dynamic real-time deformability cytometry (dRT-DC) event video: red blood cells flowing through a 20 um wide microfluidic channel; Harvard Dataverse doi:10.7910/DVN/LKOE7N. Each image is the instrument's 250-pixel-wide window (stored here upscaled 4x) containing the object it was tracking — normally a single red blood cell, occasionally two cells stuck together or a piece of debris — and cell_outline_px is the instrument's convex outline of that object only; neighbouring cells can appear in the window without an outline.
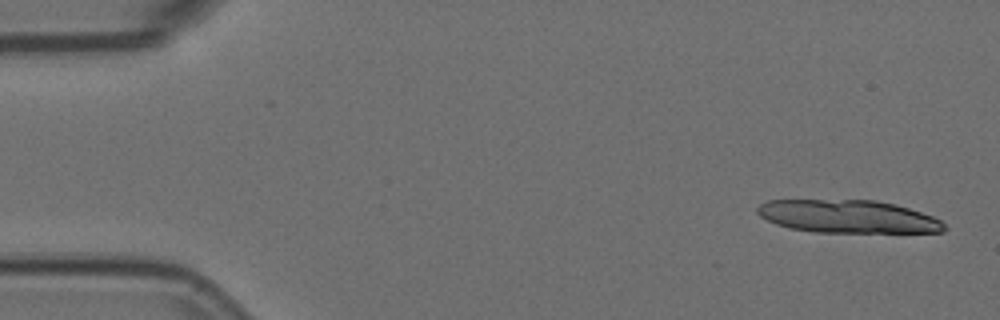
{"species": "Egyptian fruit bat (a non-hibernating species)", "species_latin": "Rousettus aegyptiacus", "temperature_condition": "room temperature", "stored_images_in_passage": 4, "camera_frame_rate_fps": 3000, "um_per_image_px": 0.085, "animal": {"sex": "female"}, "frame": {"image": 1, "passage_image": 1, "time_ms": 0.0, "image_size_px": [1000, 320], "cell_outline_px": [[948, 228], [944, 232], [816, 232], [788, 228], [776, 224], [760, 216], [756, 212], [756, 208], [760, 204], [768, 200], [876, 200], [896, 204], [932, 216], [940, 220]], "centroid_in_image_um": [72.06, 18.4], "position_along_channel_um": 12.9, "area_um2": 35.89}}
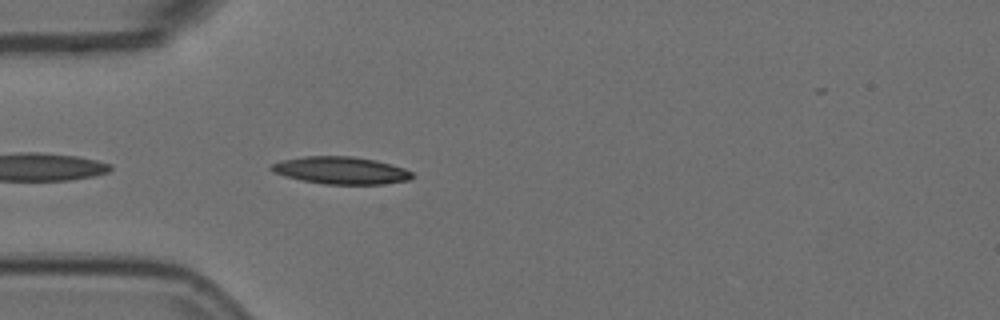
{"frame": {"image": 2, "passage_image": 4, "time_ms": 1.0, "image_size_px": [1000, 320], "cell_outline_px": [[412, 180], [384, 184], [324, 184], [300, 180], [284, 176], [272, 172], [268, 168], [272, 164], [280, 160], [304, 156], [352, 156], [376, 160], [392, 164], [404, 168], [412, 172]], "centroid_in_image_um": [28.96, 14.48], "position_along_channel_um": 56.0, "area_um2": 22.72}}